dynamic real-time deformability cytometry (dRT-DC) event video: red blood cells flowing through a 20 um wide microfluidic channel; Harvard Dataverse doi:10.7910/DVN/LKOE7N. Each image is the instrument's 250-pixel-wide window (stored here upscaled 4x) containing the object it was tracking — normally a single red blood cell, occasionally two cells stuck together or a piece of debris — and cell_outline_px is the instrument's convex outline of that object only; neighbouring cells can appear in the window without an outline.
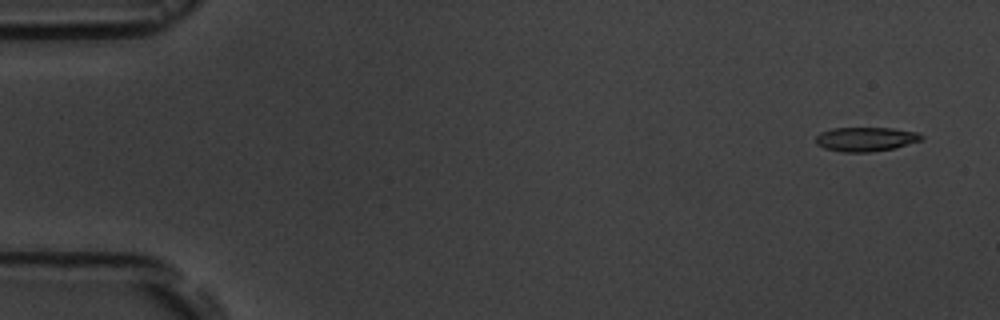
{"species": "common noctule bat (a hibernating species)", "species_latin": "Nyctalus noctula", "temperature_condition": "room temperature", "stored_images_in_passage": 6, "segment_of_instrument_passage": [1, 2], "camera_frame_rate_fps": 3000, "um_per_image_px": 0.085, "animal": {"sex": "male", "body_mass_g": 19.5, "forearm_length_mm": 54.6}, "frame": {"image": 1, "passage_image": 1, "time_ms": 0.0, "image_size_px": [1000, 320], "cell_outline_px": [[924, 140], [896, 148], [868, 152], [844, 152], [824, 148], [816, 144], [816, 136], [820, 132], [832, 128], [892, 128], [916, 132], [924, 136]], "centroid_in_image_um": [73.61, 11.83], "position_along_channel_um": 11.4, "area_um2": 15.03}}